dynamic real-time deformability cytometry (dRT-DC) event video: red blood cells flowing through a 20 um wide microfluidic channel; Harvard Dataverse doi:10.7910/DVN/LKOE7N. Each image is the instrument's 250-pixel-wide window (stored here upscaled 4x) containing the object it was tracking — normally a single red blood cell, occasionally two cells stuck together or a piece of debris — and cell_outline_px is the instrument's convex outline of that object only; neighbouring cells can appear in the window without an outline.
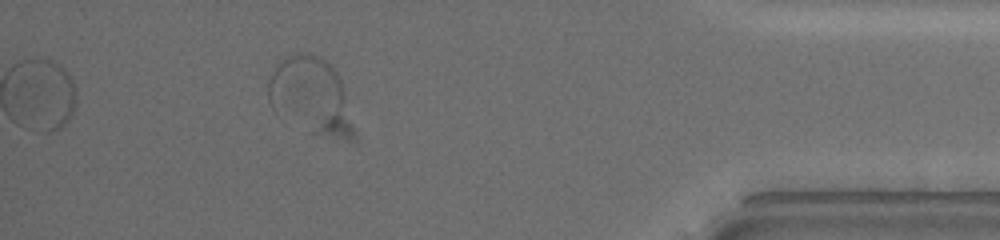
{"species": "common noctule bat (a hibernating species)", "species_latin": "Nyctalus noctula", "temperature_condition": "warm", "stored_images_in_passage": 42, "segment_of_instrument_passage": [2, 2], "camera_frame_rate_fps": 3000, "um_per_image_px": 0.085, "animal": {"sex": "female", "body_mass_g": 19.5, "forearm_length_mm": 54.1}, "frame": {"image": 1, "passage_image": 42, "time_ms": 13.667, "image_size_px": [1000, 240], "cell_outline_px": [[340, 116], [336, 124], [332, 128], [324, 132], [312, 132], [268, 100], [268, 84], [276, 68], [284, 60], [292, 56], [316, 56], [324, 60], [336, 72], [340, 80]], "centroid_in_image_um": [26.1, 7.82], "position_along_channel_um": 409.1, "area_um2": 30.52}}